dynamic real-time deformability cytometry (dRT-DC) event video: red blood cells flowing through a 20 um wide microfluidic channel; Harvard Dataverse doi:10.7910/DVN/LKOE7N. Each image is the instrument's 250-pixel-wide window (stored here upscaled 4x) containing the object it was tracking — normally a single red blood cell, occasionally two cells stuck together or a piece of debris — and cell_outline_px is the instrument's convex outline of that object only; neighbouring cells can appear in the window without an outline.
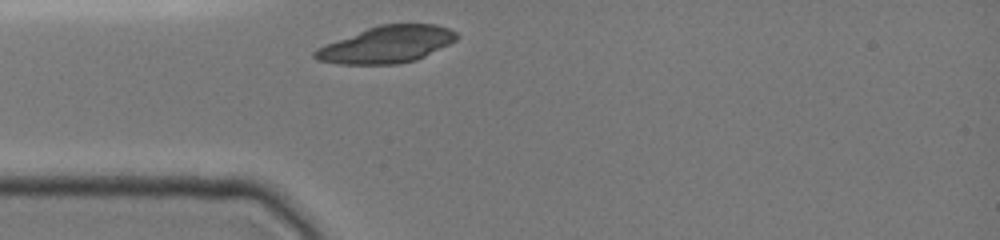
{"species": "common noctule bat (a hibernating species)", "species_latin": "Nyctalus noctula", "temperature_condition": "cold", "stored_images_in_passage": 10, "camera_frame_rate_fps": 3000, "um_per_image_px": 0.085, "animal": {"sex": "female", "body_mass_g": 19.0, "forearm_length_mm": 51.5}, "frame": {"image": 1, "passage_image": 1, "time_ms": 0.0, "image_size_px": [1000, 240], "cell_outline_px": [[460, 36], [456, 40], [416, 60], [396, 64], [336, 64], [316, 60], [312, 56], [312, 52], [316, 48], [324, 44], [368, 28], [380, 24], [436, 24], [448, 28], [456, 32]], "centroid_in_image_um": [32.83, 3.79], "position_along_channel_um": 52.2, "area_um2": 30.4}}
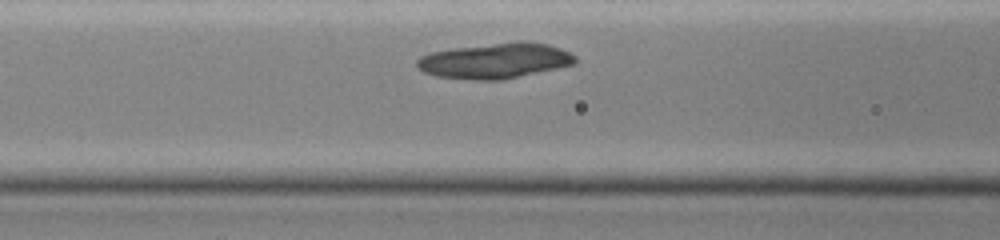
{"frame": {"image": 2, "passage_image": 6, "time_ms": 2.0, "image_size_px": [1000, 240], "cell_outline_px": [[576, 64], [504, 80], [476, 80], [436, 76], [424, 72], [416, 68], [416, 60], [420, 56], [432, 52], [452, 48], [520, 40], [524, 40], [548, 44], [560, 48], [576, 56]], "centroid_in_image_um": [42.09, 5.16], "position_along_channel_um": 124.5, "area_um2": 33.0}}
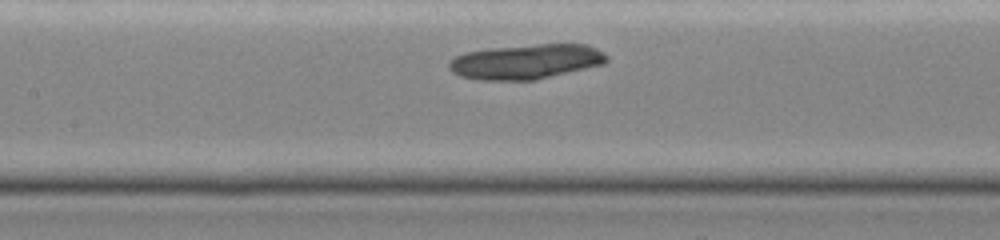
{"frame": {"image": 3, "passage_image": 9, "time_ms": 3.0, "image_size_px": [1000, 240], "cell_outline_px": [[608, 60], [604, 64], [536, 80], [480, 80], [460, 76], [452, 72], [448, 68], [448, 64], [456, 56], [464, 52], [488, 48], [536, 44], [588, 44], [604, 52], [608, 56]], "centroid_in_image_um": [44.73, 5.23], "position_along_channel_um": 162.7, "area_um2": 32.25}}